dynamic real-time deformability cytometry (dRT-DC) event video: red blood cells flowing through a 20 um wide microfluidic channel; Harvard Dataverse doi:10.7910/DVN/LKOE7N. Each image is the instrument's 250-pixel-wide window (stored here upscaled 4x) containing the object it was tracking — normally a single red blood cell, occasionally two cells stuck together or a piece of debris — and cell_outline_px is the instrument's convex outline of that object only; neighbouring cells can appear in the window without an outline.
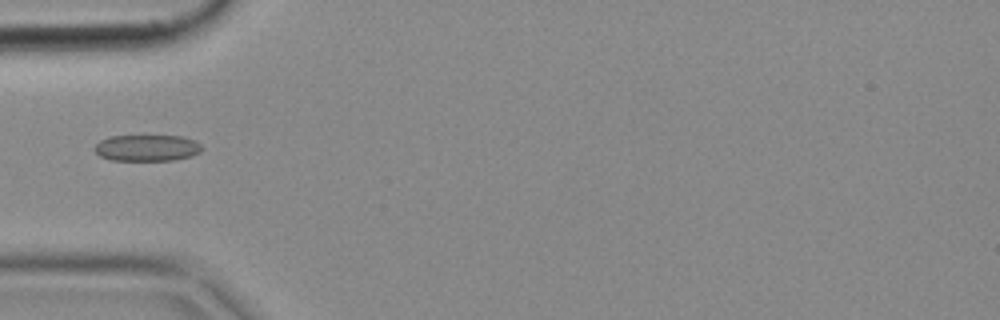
{"species": "common noctule bat (a hibernating species)", "species_latin": "Nyctalus noctula", "temperature_condition": "cold", "stored_images_in_passage": 2, "camera_frame_rate_fps": 3000, "um_per_image_px": 0.085, "animal": {"sex": "female", "body_mass_g": 18.4}, "frame": {"image": 1, "passage_image": 1, "time_ms": 0.0, "image_size_px": [1000, 320], "cell_outline_px": [[200, 152], [192, 156], [172, 160], [112, 160], [100, 156], [92, 148], [100, 140], [108, 136], [184, 136], [200, 144]], "centroid_in_image_um": [12.45, 12.57], "position_along_channel_um": 72.5, "area_um2": 16.42}}
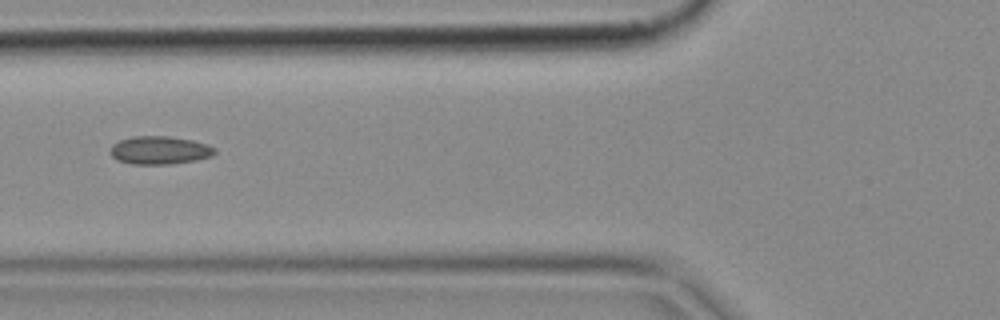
{"frame": {"image": 2, "passage_image": 2, "time_ms": 0.333, "image_size_px": [1000, 320], "cell_outline_px": [[216, 152], [212, 156], [196, 160], [172, 164], [132, 164], [120, 160], [112, 156], [112, 144], [120, 140], [132, 136], [168, 136], [192, 140], [208, 144], [216, 148]], "centroid_in_image_um": [13.62, 12.76], "position_along_channel_um": 112.2, "area_um2": 17.05}}